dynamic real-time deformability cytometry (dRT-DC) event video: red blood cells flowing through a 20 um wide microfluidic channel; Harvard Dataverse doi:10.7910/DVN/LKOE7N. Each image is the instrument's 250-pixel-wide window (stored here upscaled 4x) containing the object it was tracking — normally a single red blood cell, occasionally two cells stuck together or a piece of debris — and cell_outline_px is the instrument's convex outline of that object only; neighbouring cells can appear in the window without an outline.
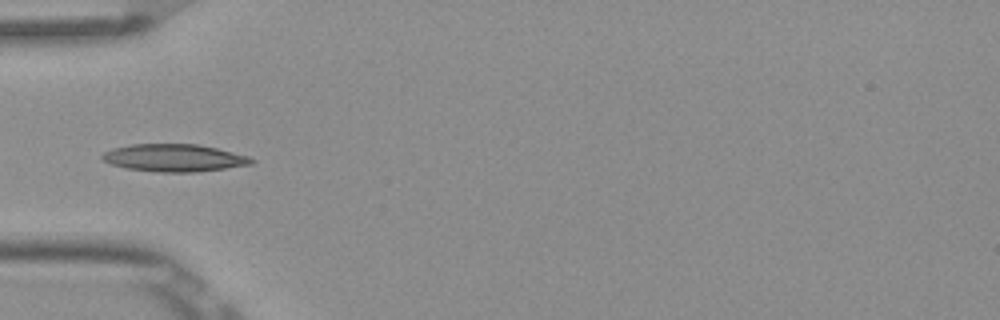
{"species": "Egyptian fruit bat (a non-hibernating species)", "species_latin": "Rousettus aegyptiacus", "temperature_condition": "room temperature", "stored_images_in_passage": 7, "camera_frame_rate_fps": 3000, "um_per_image_px": 0.085, "frame": {"image": 1, "passage_image": 5, "time_ms": 1.333, "image_size_px": [1000, 320], "cell_outline_px": [[256, 160], [252, 164], [196, 172], [160, 172], [128, 168], [112, 164], [104, 160], [100, 156], [104, 152], [112, 148], [128, 144], [196, 144], [216, 148], [248, 156]], "centroid_in_image_um": [14.79, 13.41], "position_along_channel_um": 70.2, "area_um2": 23.7}}
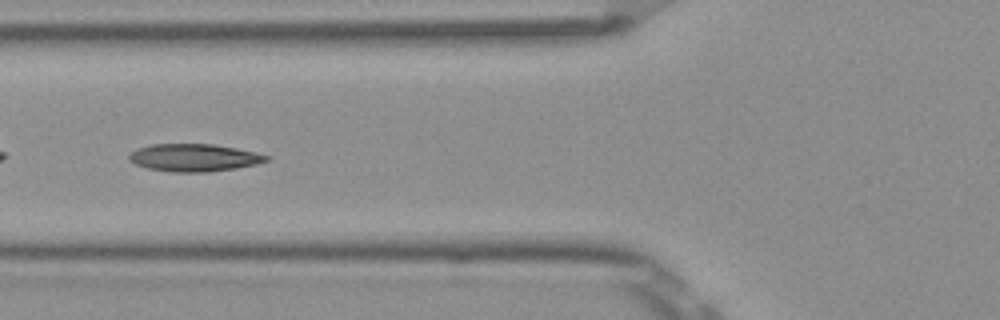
{"frame": {"image": 2, "passage_image": 6, "time_ms": 1.667, "image_size_px": [1000, 320], "cell_outline_px": [[268, 160], [256, 164], [236, 168], [208, 172], [172, 172], [148, 168], [136, 164], [128, 160], [128, 156], [136, 148], [152, 144], [212, 144], [236, 148], [256, 152], [268, 156]], "centroid_in_image_um": [16.47, 13.4], "position_along_channel_um": 109.3, "area_um2": 21.96}}
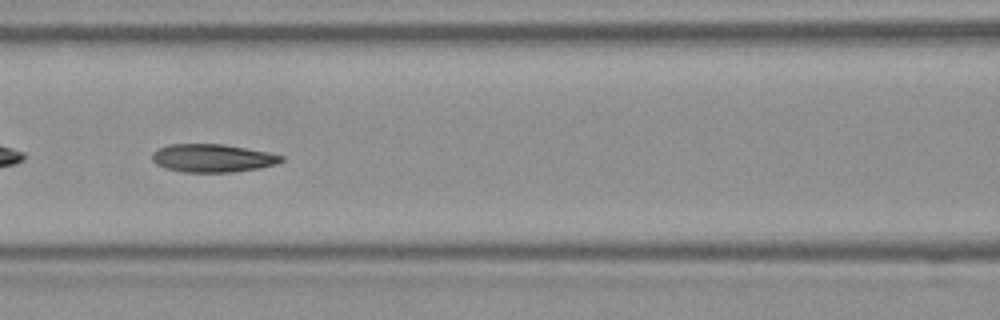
{"frame": {"image": 3, "passage_image": 7, "time_ms": 2.0, "image_size_px": [1000, 320], "cell_outline_px": [[284, 160], [276, 164], [260, 168], [232, 172], [180, 172], [164, 168], [156, 164], [152, 160], [152, 152], [168, 144], [224, 144], [284, 156]], "centroid_in_image_um": [18.02, 13.45], "position_along_channel_um": 148.6, "area_um2": 21.1}}